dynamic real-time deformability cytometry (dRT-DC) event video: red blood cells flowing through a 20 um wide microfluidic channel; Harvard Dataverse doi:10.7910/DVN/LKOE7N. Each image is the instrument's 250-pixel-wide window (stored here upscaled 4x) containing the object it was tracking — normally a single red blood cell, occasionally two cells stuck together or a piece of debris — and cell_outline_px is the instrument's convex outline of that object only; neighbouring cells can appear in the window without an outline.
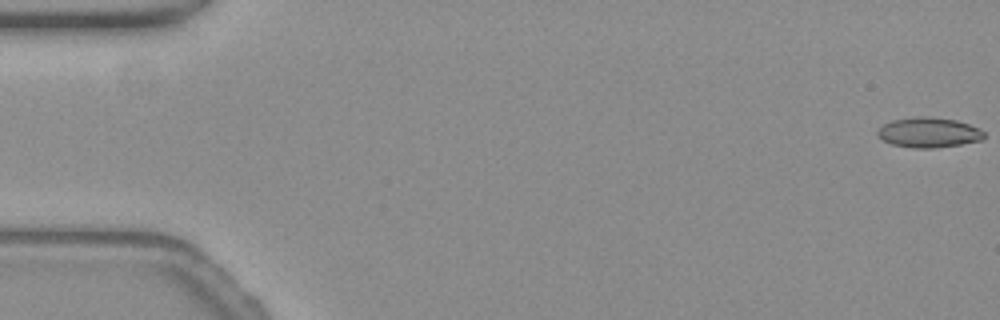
{"species": "common noctule bat (a hibernating species)", "species_latin": "Nyctalus noctula", "temperature_condition": "warm", "stored_images_in_passage": 10, "camera_frame_rate_fps": 3000, "um_per_image_px": 0.085, "animal": {"sex": "female", "body_mass_g": 19.3, "forearm_length_mm": 54.1}, "frame": {"image": 1, "passage_image": 1, "time_ms": 0.0, "image_size_px": [1000, 320], "cell_outline_px": [[984, 136], [980, 140], [960, 144], [932, 148], [912, 148], [892, 144], [884, 140], [876, 132], [884, 124], [892, 120], [920, 116], [928, 116], [956, 120], [968, 124], [984, 132]], "centroid_in_image_um": [78.92, 11.26], "position_along_channel_um": 6.1, "area_um2": 18.32}}